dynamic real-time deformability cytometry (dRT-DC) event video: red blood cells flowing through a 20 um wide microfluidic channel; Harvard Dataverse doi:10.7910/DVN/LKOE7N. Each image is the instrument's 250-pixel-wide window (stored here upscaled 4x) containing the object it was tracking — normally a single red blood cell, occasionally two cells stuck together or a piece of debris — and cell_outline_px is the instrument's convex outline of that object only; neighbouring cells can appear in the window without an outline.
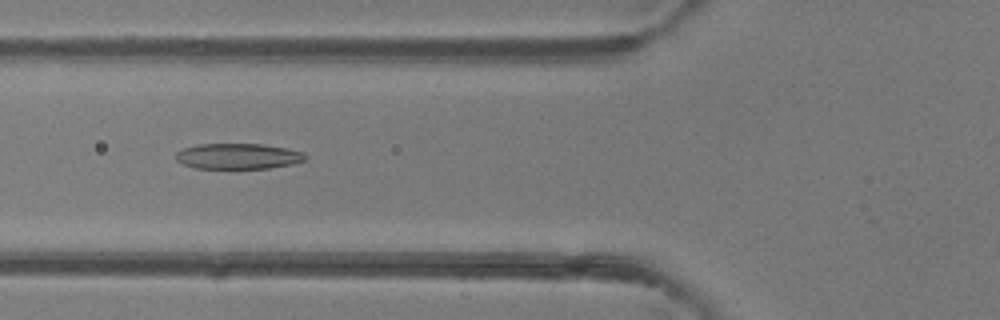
{"species": "common noctule bat (a hibernating species)", "species_latin": "Nyctalus noctula", "temperature_condition": "room temperature", "stored_images_in_passage": 34, "camera_frame_rate_fps": 3000, "um_per_image_px": 0.085, "animal": {"sex": "female"}, "frame": {"image": 1, "passage_image": 5, "time_ms": 1.333, "image_size_px": [1000, 320], "cell_outline_px": [[308, 156], [304, 160], [292, 164], [268, 168], [192, 168], [176, 160], [176, 152], [184, 148], [200, 144], [264, 144], [304, 152]], "centroid_in_image_um": [20.24, 13.28], "position_along_channel_um": 105.6, "area_um2": 19.25}}
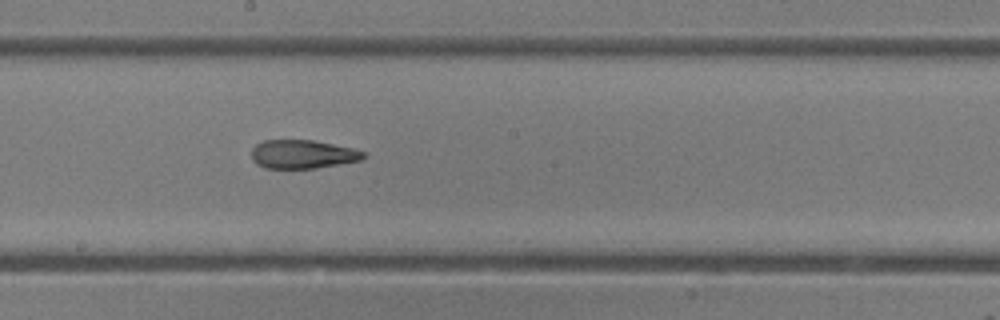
{"frame": {"image": 2, "passage_image": 13, "time_ms": 4.0, "image_size_px": [1000, 320], "cell_outline_px": [[364, 160], [316, 168], [264, 168], [256, 164], [252, 160], [252, 148], [256, 144], [264, 140], [312, 140], [352, 148], [364, 152]], "centroid_in_image_um": [25.7, 13.11], "position_along_channel_um": 222.5, "area_um2": 18.67}}
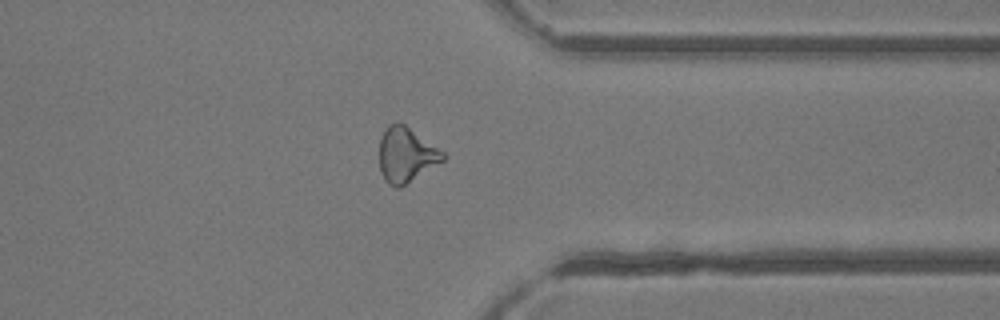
{"frame": {"image": 3, "passage_image": 24, "time_ms": 7.667, "image_size_px": [1000, 320], "cell_outline_px": [[448, 156], [444, 160], [400, 188], [396, 188], [388, 184], [384, 180], [380, 172], [380, 136], [384, 128], [388, 124], [396, 120], [404, 124], [444, 152]], "centroid_in_image_um": [34.5, 13.15], "position_along_channel_um": 376.9, "area_um2": 20.52}, "authors_computed_cell_mechanics": {"area_um2": 19.9988, "velocity_mm_per_s": 4.3644, "shape_relaxation_time_tau1_ms": null, "shape_relaxation_time_tau2_ms": 1.2007, "deformation_change_tau1": null, "deformation_change_tau2": 0.0958}}